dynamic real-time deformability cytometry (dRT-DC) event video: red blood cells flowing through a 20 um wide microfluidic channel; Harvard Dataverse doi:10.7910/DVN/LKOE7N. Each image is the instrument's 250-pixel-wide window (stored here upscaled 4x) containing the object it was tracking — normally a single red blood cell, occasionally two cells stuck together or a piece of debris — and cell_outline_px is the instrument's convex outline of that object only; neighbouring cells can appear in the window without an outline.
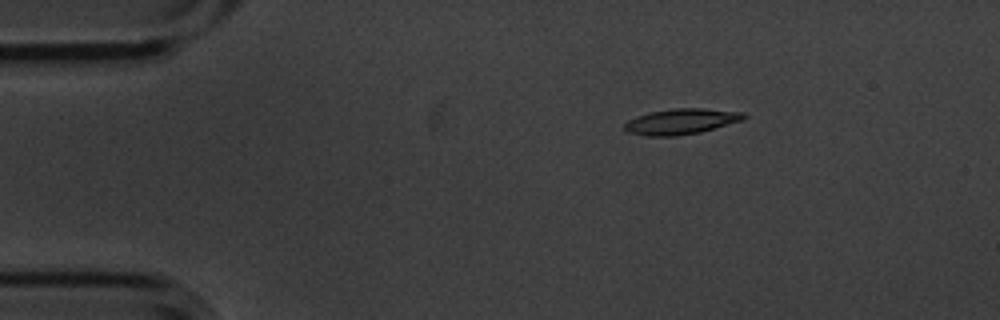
{"species": "common noctule bat (a hibernating species)", "species_latin": "Nyctalus noctula", "temperature_condition": "cold", "stored_images_in_passage": 2, "camera_frame_rate_fps": 3000, "um_per_image_px": 0.085, "animal": {"sex": "male", "body_mass_g": 20.1, "forearm_length_mm": 53.5}, "frame": {"image": 1, "passage_image": 1, "time_ms": 0.0, "image_size_px": [1000, 320], "cell_outline_px": [[748, 116], [744, 120], [700, 132], [676, 136], [648, 136], [628, 132], [624, 128], [624, 124], [628, 120], [636, 116], [652, 112], [676, 108], [704, 108], [744, 112]], "centroid_in_image_um": [57.94, 10.32], "position_along_channel_um": 27.1, "area_um2": 17.8}}